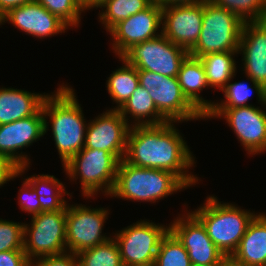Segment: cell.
Segmentation results:
<instances>
[{"label":"cell","mask_w":266,"mask_h":266,"mask_svg":"<svg viewBox=\"0 0 266 266\" xmlns=\"http://www.w3.org/2000/svg\"><path fill=\"white\" fill-rule=\"evenodd\" d=\"M45 7L50 13L58 16L70 28L81 24L82 12L89 10L82 0H34Z\"/></svg>","instance_id":"4dcf8cb0"},{"label":"cell","mask_w":266,"mask_h":266,"mask_svg":"<svg viewBox=\"0 0 266 266\" xmlns=\"http://www.w3.org/2000/svg\"><path fill=\"white\" fill-rule=\"evenodd\" d=\"M28 168H30V166L19 167L9 157L0 155V188L11 179L14 181L15 178L24 176L29 170Z\"/></svg>","instance_id":"e575fe53"},{"label":"cell","mask_w":266,"mask_h":266,"mask_svg":"<svg viewBox=\"0 0 266 266\" xmlns=\"http://www.w3.org/2000/svg\"><path fill=\"white\" fill-rule=\"evenodd\" d=\"M24 223L0 218V252L24 251Z\"/></svg>","instance_id":"d6a6232c"},{"label":"cell","mask_w":266,"mask_h":266,"mask_svg":"<svg viewBox=\"0 0 266 266\" xmlns=\"http://www.w3.org/2000/svg\"><path fill=\"white\" fill-rule=\"evenodd\" d=\"M34 0H0V17L5 15L10 9L17 8Z\"/></svg>","instance_id":"74e56055"},{"label":"cell","mask_w":266,"mask_h":266,"mask_svg":"<svg viewBox=\"0 0 266 266\" xmlns=\"http://www.w3.org/2000/svg\"><path fill=\"white\" fill-rule=\"evenodd\" d=\"M78 266H123L118 244L112 237L107 242L77 254Z\"/></svg>","instance_id":"f1b7e54d"},{"label":"cell","mask_w":266,"mask_h":266,"mask_svg":"<svg viewBox=\"0 0 266 266\" xmlns=\"http://www.w3.org/2000/svg\"><path fill=\"white\" fill-rule=\"evenodd\" d=\"M42 112L45 134L51 128L53 141L63 166L84 148L88 126V121L84 117L81 104L72 86L64 82L59 84L54 92L45 97Z\"/></svg>","instance_id":"7a4b0ae2"},{"label":"cell","mask_w":266,"mask_h":266,"mask_svg":"<svg viewBox=\"0 0 266 266\" xmlns=\"http://www.w3.org/2000/svg\"><path fill=\"white\" fill-rule=\"evenodd\" d=\"M0 266H30V260L24 251L0 252Z\"/></svg>","instance_id":"8d00e7d4"},{"label":"cell","mask_w":266,"mask_h":266,"mask_svg":"<svg viewBox=\"0 0 266 266\" xmlns=\"http://www.w3.org/2000/svg\"><path fill=\"white\" fill-rule=\"evenodd\" d=\"M91 207V208H90ZM110 210L92 208L85 204L67 203L66 247L68 252H79L103 244L113 237L102 233Z\"/></svg>","instance_id":"30bf717a"},{"label":"cell","mask_w":266,"mask_h":266,"mask_svg":"<svg viewBox=\"0 0 266 266\" xmlns=\"http://www.w3.org/2000/svg\"><path fill=\"white\" fill-rule=\"evenodd\" d=\"M30 266H78V257L77 254L66 251L32 261Z\"/></svg>","instance_id":"d590c367"},{"label":"cell","mask_w":266,"mask_h":266,"mask_svg":"<svg viewBox=\"0 0 266 266\" xmlns=\"http://www.w3.org/2000/svg\"><path fill=\"white\" fill-rule=\"evenodd\" d=\"M130 125L118 110L107 109L88 122L84 148L106 150L124 159Z\"/></svg>","instance_id":"e0dca14e"},{"label":"cell","mask_w":266,"mask_h":266,"mask_svg":"<svg viewBox=\"0 0 266 266\" xmlns=\"http://www.w3.org/2000/svg\"><path fill=\"white\" fill-rule=\"evenodd\" d=\"M177 78L183 95L205 116L214 106L215 100H205L206 98L200 95L203 89L210 88L200 59L188 55L180 67Z\"/></svg>","instance_id":"44dd1931"},{"label":"cell","mask_w":266,"mask_h":266,"mask_svg":"<svg viewBox=\"0 0 266 266\" xmlns=\"http://www.w3.org/2000/svg\"><path fill=\"white\" fill-rule=\"evenodd\" d=\"M155 0H101L93 8H100L98 20L108 32L118 22L148 8Z\"/></svg>","instance_id":"4316f807"},{"label":"cell","mask_w":266,"mask_h":266,"mask_svg":"<svg viewBox=\"0 0 266 266\" xmlns=\"http://www.w3.org/2000/svg\"><path fill=\"white\" fill-rule=\"evenodd\" d=\"M236 14L243 22L266 20V0H210Z\"/></svg>","instance_id":"1f68e13d"},{"label":"cell","mask_w":266,"mask_h":266,"mask_svg":"<svg viewBox=\"0 0 266 266\" xmlns=\"http://www.w3.org/2000/svg\"><path fill=\"white\" fill-rule=\"evenodd\" d=\"M133 266H155V264L151 263V264H147V265H133Z\"/></svg>","instance_id":"b9f144b4"},{"label":"cell","mask_w":266,"mask_h":266,"mask_svg":"<svg viewBox=\"0 0 266 266\" xmlns=\"http://www.w3.org/2000/svg\"><path fill=\"white\" fill-rule=\"evenodd\" d=\"M118 111L130 126L159 125L168 121L157 110L148 90L140 85Z\"/></svg>","instance_id":"603a6c76"},{"label":"cell","mask_w":266,"mask_h":266,"mask_svg":"<svg viewBox=\"0 0 266 266\" xmlns=\"http://www.w3.org/2000/svg\"><path fill=\"white\" fill-rule=\"evenodd\" d=\"M243 24L232 11L205 0L202 29L189 55L199 58L208 53L238 51Z\"/></svg>","instance_id":"8992f818"},{"label":"cell","mask_w":266,"mask_h":266,"mask_svg":"<svg viewBox=\"0 0 266 266\" xmlns=\"http://www.w3.org/2000/svg\"><path fill=\"white\" fill-rule=\"evenodd\" d=\"M118 164L119 160L106 150L83 148L62 167L70 181L76 183L79 179L84 198L95 199L99 193L110 196L115 185Z\"/></svg>","instance_id":"5b68a950"},{"label":"cell","mask_w":266,"mask_h":266,"mask_svg":"<svg viewBox=\"0 0 266 266\" xmlns=\"http://www.w3.org/2000/svg\"><path fill=\"white\" fill-rule=\"evenodd\" d=\"M189 51L172 43L162 33L133 45L121 58L137 70H148L163 76L177 77Z\"/></svg>","instance_id":"8fae6325"},{"label":"cell","mask_w":266,"mask_h":266,"mask_svg":"<svg viewBox=\"0 0 266 266\" xmlns=\"http://www.w3.org/2000/svg\"><path fill=\"white\" fill-rule=\"evenodd\" d=\"M234 77L235 76H233L231 80L221 89L225 99L221 98V102L218 101L215 102L212 108H235V107L250 106L252 104L249 103L250 100L249 98L252 96L253 91L254 93L257 94L256 100H258V103H260L261 105L266 103L265 88H263L260 84L255 83L249 77H246L248 82L250 81L249 84L242 80L234 82L233 81Z\"/></svg>","instance_id":"83f0119b"},{"label":"cell","mask_w":266,"mask_h":266,"mask_svg":"<svg viewBox=\"0 0 266 266\" xmlns=\"http://www.w3.org/2000/svg\"><path fill=\"white\" fill-rule=\"evenodd\" d=\"M170 230L166 224L140 219L113 233L118 244L123 266L154 263L162 238Z\"/></svg>","instance_id":"9c48e42d"},{"label":"cell","mask_w":266,"mask_h":266,"mask_svg":"<svg viewBox=\"0 0 266 266\" xmlns=\"http://www.w3.org/2000/svg\"><path fill=\"white\" fill-rule=\"evenodd\" d=\"M187 188L172 172L134 166L122 159L109 197L152 204Z\"/></svg>","instance_id":"3957f363"},{"label":"cell","mask_w":266,"mask_h":266,"mask_svg":"<svg viewBox=\"0 0 266 266\" xmlns=\"http://www.w3.org/2000/svg\"><path fill=\"white\" fill-rule=\"evenodd\" d=\"M175 125L167 121L130 126L123 160L138 167L172 172L189 188L199 184L201 178L189 172L196 166L195 157Z\"/></svg>","instance_id":"6da1fadb"},{"label":"cell","mask_w":266,"mask_h":266,"mask_svg":"<svg viewBox=\"0 0 266 266\" xmlns=\"http://www.w3.org/2000/svg\"><path fill=\"white\" fill-rule=\"evenodd\" d=\"M44 135L42 108L33 116L0 125V155L9 157L19 167L30 166V156L22 150L39 141Z\"/></svg>","instance_id":"2e32d148"},{"label":"cell","mask_w":266,"mask_h":266,"mask_svg":"<svg viewBox=\"0 0 266 266\" xmlns=\"http://www.w3.org/2000/svg\"><path fill=\"white\" fill-rule=\"evenodd\" d=\"M204 1L162 7V34L190 51L198 41L203 22Z\"/></svg>","instance_id":"9a60e30c"},{"label":"cell","mask_w":266,"mask_h":266,"mask_svg":"<svg viewBox=\"0 0 266 266\" xmlns=\"http://www.w3.org/2000/svg\"><path fill=\"white\" fill-rule=\"evenodd\" d=\"M219 266H246L235 260L232 256H225Z\"/></svg>","instance_id":"ab89813d"},{"label":"cell","mask_w":266,"mask_h":266,"mask_svg":"<svg viewBox=\"0 0 266 266\" xmlns=\"http://www.w3.org/2000/svg\"><path fill=\"white\" fill-rule=\"evenodd\" d=\"M84 5L90 10L93 9V7L99 3L101 0H82Z\"/></svg>","instance_id":"60d3db41"},{"label":"cell","mask_w":266,"mask_h":266,"mask_svg":"<svg viewBox=\"0 0 266 266\" xmlns=\"http://www.w3.org/2000/svg\"><path fill=\"white\" fill-rule=\"evenodd\" d=\"M155 1L158 2L162 7H164L169 5L195 3L205 0H155Z\"/></svg>","instance_id":"f35d334b"},{"label":"cell","mask_w":266,"mask_h":266,"mask_svg":"<svg viewBox=\"0 0 266 266\" xmlns=\"http://www.w3.org/2000/svg\"><path fill=\"white\" fill-rule=\"evenodd\" d=\"M202 204L189 211L203 224L207 235L224 256H231L258 213L242 209L235 203L221 202L215 195H208Z\"/></svg>","instance_id":"277c9868"},{"label":"cell","mask_w":266,"mask_h":266,"mask_svg":"<svg viewBox=\"0 0 266 266\" xmlns=\"http://www.w3.org/2000/svg\"><path fill=\"white\" fill-rule=\"evenodd\" d=\"M35 190L40 201L41 212H50L58 210H67V203L64 196H70L65 184H63L54 175L49 174H33L32 176H24V178Z\"/></svg>","instance_id":"cb8c5ba5"},{"label":"cell","mask_w":266,"mask_h":266,"mask_svg":"<svg viewBox=\"0 0 266 266\" xmlns=\"http://www.w3.org/2000/svg\"><path fill=\"white\" fill-rule=\"evenodd\" d=\"M238 54L244 75L266 89V20L244 22Z\"/></svg>","instance_id":"d6986e66"},{"label":"cell","mask_w":266,"mask_h":266,"mask_svg":"<svg viewBox=\"0 0 266 266\" xmlns=\"http://www.w3.org/2000/svg\"><path fill=\"white\" fill-rule=\"evenodd\" d=\"M119 59L123 65L112 71L106 80L107 92L114 102L113 104H116L109 110H119L139 86L137 69L121 57Z\"/></svg>","instance_id":"484cf974"},{"label":"cell","mask_w":266,"mask_h":266,"mask_svg":"<svg viewBox=\"0 0 266 266\" xmlns=\"http://www.w3.org/2000/svg\"><path fill=\"white\" fill-rule=\"evenodd\" d=\"M161 28L162 6L154 1L145 10L118 22L107 34L112 36L111 49L119 58L133 45L159 36Z\"/></svg>","instance_id":"5bb4252c"},{"label":"cell","mask_w":266,"mask_h":266,"mask_svg":"<svg viewBox=\"0 0 266 266\" xmlns=\"http://www.w3.org/2000/svg\"><path fill=\"white\" fill-rule=\"evenodd\" d=\"M139 85L150 94L157 110L176 124L204 120V116L183 95L178 78L148 70H137Z\"/></svg>","instance_id":"ba28073f"},{"label":"cell","mask_w":266,"mask_h":266,"mask_svg":"<svg viewBox=\"0 0 266 266\" xmlns=\"http://www.w3.org/2000/svg\"><path fill=\"white\" fill-rule=\"evenodd\" d=\"M154 264L155 266H192L187 250L170 230L160 242Z\"/></svg>","instance_id":"f546056e"},{"label":"cell","mask_w":266,"mask_h":266,"mask_svg":"<svg viewBox=\"0 0 266 266\" xmlns=\"http://www.w3.org/2000/svg\"><path fill=\"white\" fill-rule=\"evenodd\" d=\"M231 256L246 266H266V213L253 218Z\"/></svg>","instance_id":"7402d4cb"},{"label":"cell","mask_w":266,"mask_h":266,"mask_svg":"<svg viewBox=\"0 0 266 266\" xmlns=\"http://www.w3.org/2000/svg\"><path fill=\"white\" fill-rule=\"evenodd\" d=\"M5 23H11L19 31L38 39L57 36L71 29L36 1L10 9L1 17V25Z\"/></svg>","instance_id":"ac0fdd59"},{"label":"cell","mask_w":266,"mask_h":266,"mask_svg":"<svg viewBox=\"0 0 266 266\" xmlns=\"http://www.w3.org/2000/svg\"><path fill=\"white\" fill-rule=\"evenodd\" d=\"M266 103L260 106L212 108L204 119H225L249 156L266 152Z\"/></svg>","instance_id":"7c38bea8"},{"label":"cell","mask_w":266,"mask_h":266,"mask_svg":"<svg viewBox=\"0 0 266 266\" xmlns=\"http://www.w3.org/2000/svg\"><path fill=\"white\" fill-rule=\"evenodd\" d=\"M66 214L67 210L41 212L30 216V224L24 222L23 250L30 262L67 251Z\"/></svg>","instance_id":"52a82bcc"},{"label":"cell","mask_w":266,"mask_h":266,"mask_svg":"<svg viewBox=\"0 0 266 266\" xmlns=\"http://www.w3.org/2000/svg\"><path fill=\"white\" fill-rule=\"evenodd\" d=\"M187 209L169 223L170 231L187 250L192 265L219 266L224 254L209 238L203 224Z\"/></svg>","instance_id":"4fadbf2b"},{"label":"cell","mask_w":266,"mask_h":266,"mask_svg":"<svg viewBox=\"0 0 266 266\" xmlns=\"http://www.w3.org/2000/svg\"><path fill=\"white\" fill-rule=\"evenodd\" d=\"M18 192V205L23 212H26L31 216L41 213L38 195L25 179L23 180L22 187Z\"/></svg>","instance_id":"836d02e7"},{"label":"cell","mask_w":266,"mask_h":266,"mask_svg":"<svg viewBox=\"0 0 266 266\" xmlns=\"http://www.w3.org/2000/svg\"><path fill=\"white\" fill-rule=\"evenodd\" d=\"M48 93L15 89L14 87L0 88V125L15 122L22 118L35 115L41 108Z\"/></svg>","instance_id":"ffe728a7"},{"label":"cell","mask_w":266,"mask_h":266,"mask_svg":"<svg viewBox=\"0 0 266 266\" xmlns=\"http://www.w3.org/2000/svg\"><path fill=\"white\" fill-rule=\"evenodd\" d=\"M237 54L238 51H226L208 53L199 57L210 88L221 91L231 78L236 76L237 64L234 58Z\"/></svg>","instance_id":"d4e9b609"}]
</instances>
